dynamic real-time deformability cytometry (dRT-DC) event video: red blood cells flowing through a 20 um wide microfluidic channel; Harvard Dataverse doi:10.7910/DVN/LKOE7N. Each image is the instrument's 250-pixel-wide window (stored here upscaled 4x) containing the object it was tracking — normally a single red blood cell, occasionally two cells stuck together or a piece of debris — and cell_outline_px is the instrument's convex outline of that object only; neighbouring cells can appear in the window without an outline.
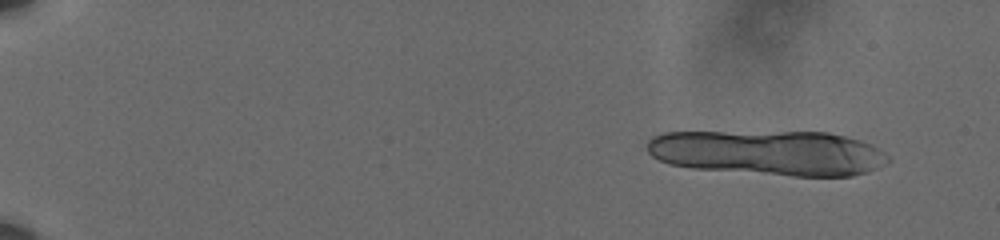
{"species": "human", "species_latin": "Homo sapiens", "temperature_condition": "cold", "stored_images_in_passage": 15, "camera_frame_rate_fps": 3000, "um_per_image_px": 0.085, "donor": {"sex": "male"}, "frame": {"image": 1, "passage_image": 1, "time_ms": 0.0, "image_size_px": [1000, 240], "cell_outline_px": [[892, 160], [876, 168], [852, 176], [792, 176], [692, 168], [668, 164], [652, 156], [648, 152], [648, 140], [652, 136], [664, 132], [828, 132], [860, 140], [872, 144], [888, 156]], "centroid_in_image_um": [65.32, 12.98], "position_along_channel_um": 19.7, "area_um2": 63.41}}